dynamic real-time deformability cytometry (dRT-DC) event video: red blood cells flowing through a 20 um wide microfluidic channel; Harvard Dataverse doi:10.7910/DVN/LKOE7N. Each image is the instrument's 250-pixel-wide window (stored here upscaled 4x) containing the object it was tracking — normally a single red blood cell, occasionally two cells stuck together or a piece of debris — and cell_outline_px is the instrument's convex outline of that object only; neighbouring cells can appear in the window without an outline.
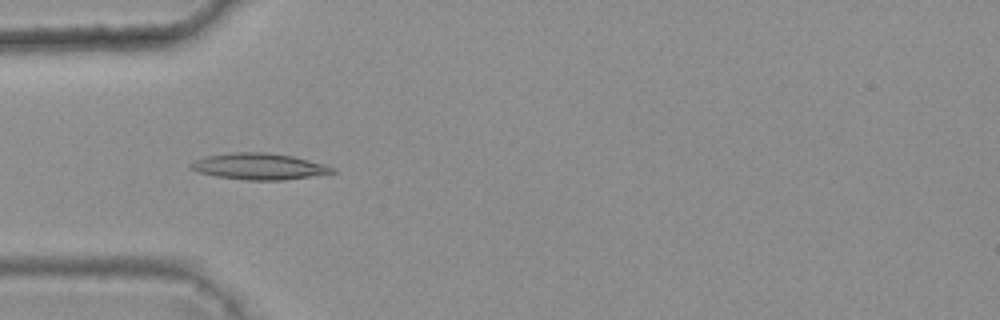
{"species": "common noctule bat (a hibernating species)", "species_latin": "Nyctalus noctula", "temperature_condition": "warm", "stored_images_in_passage": 4, "camera_frame_rate_fps": 3000, "um_per_image_px": 0.085, "animal": {"sex": "female", "body_mass_g": 25.1}, "frame": {"image": 1, "passage_image": 3, "time_ms": 0.667, "image_size_px": [1000, 320], "cell_outline_px": [[336, 172], [284, 180], [248, 180], [216, 176], [196, 172], [188, 168], [188, 164], [204, 156], [228, 152], [264, 152], [292, 156], [324, 164], [336, 168]], "centroid_in_image_um": [21.96, 14.14], "position_along_channel_um": 63.0, "area_um2": 21.79}}
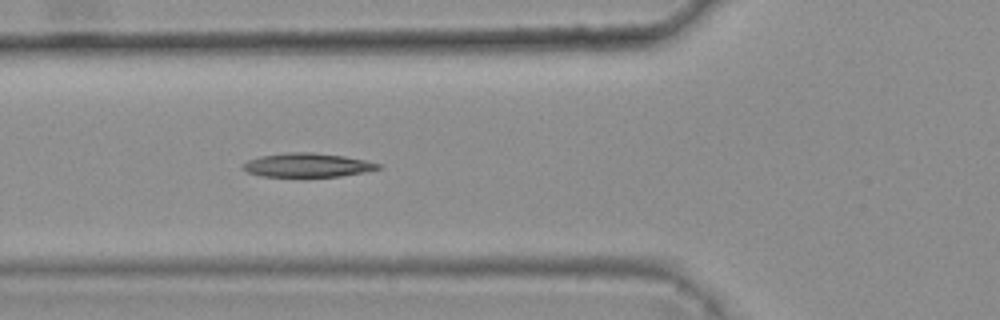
{"frame": {"image": 2, "passage_image": 4, "time_ms": 1.0, "image_size_px": [1000, 320], "cell_outline_px": [[380, 168], [364, 172], [340, 176], [260, 176], [248, 172], [240, 168], [248, 160], [260, 156], [284, 152], [312, 152], [344, 156], [364, 160], [380, 164]], "centroid_in_image_um": [26.08, 14.02], "position_along_channel_um": 99.7, "area_um2": 18.67}}